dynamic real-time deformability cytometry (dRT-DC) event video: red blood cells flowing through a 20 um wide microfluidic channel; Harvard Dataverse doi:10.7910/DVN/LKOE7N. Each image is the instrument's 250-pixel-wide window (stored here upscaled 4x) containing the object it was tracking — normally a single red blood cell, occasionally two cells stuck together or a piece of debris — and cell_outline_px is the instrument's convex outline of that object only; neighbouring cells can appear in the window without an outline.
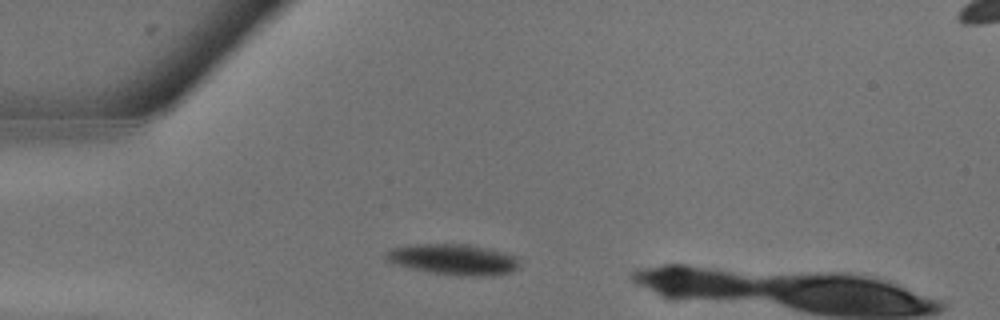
{"species": "common noctule bat (a hibernating species)", "species_latin": "Nyctalus noctula", "temperature_condition": "warm", "stored_images_in_passage": 10, "camera_frame_rate_fps": 3000, "um_per_image_px": 0.085, "animal": {"sex": "male", "body_mass_g": 13.3}, "frame": {"image": 1, "passage_image": 4, "time_ms": 1.0, "image_size_px": [1000, 320], "cell_outline_px": [[520, 264], [516, 268], [508, 272], [484, 276], [460, 276], [432, 272], [412, 268], [396, 264], [384, 260], [384, 252], [392, 248], [416, 244], [468, 244], [500, 252], [512, 256]], "centroid_in_image_um": [38.44, 22.05], "position_along_channel_um": 46.6, "area_um2": 23.41}}
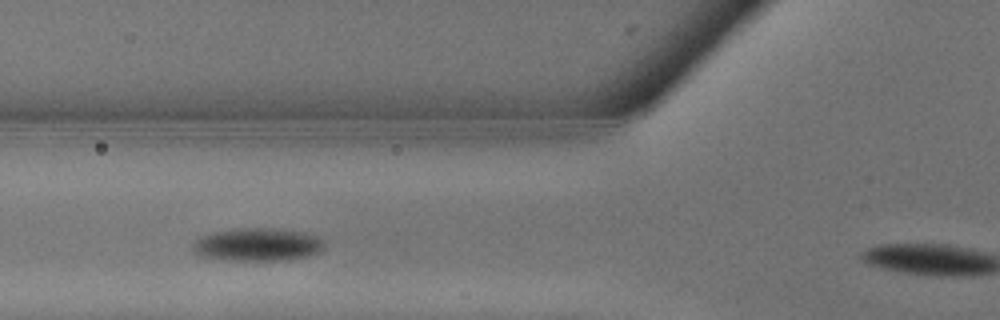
{"frame": {"image": 2, "passage_image": 7, "time_ms": 2.0, "image_size_px": [1000, 320], "cell_outline_px": [[324, 248], [320, 252], [308, 256], [280, 260], [228, 260], [204, 256], [196, 252], [192, 248], [192, 244], [200, 236], [212, 232], [240, 228], [284, 228], [304, 232], [320, 236], [324, 240]], "centroid_in_image_um": [21.96, 20.76], "position_along_channel_um": 103.8, "area_um2": 25.43}}
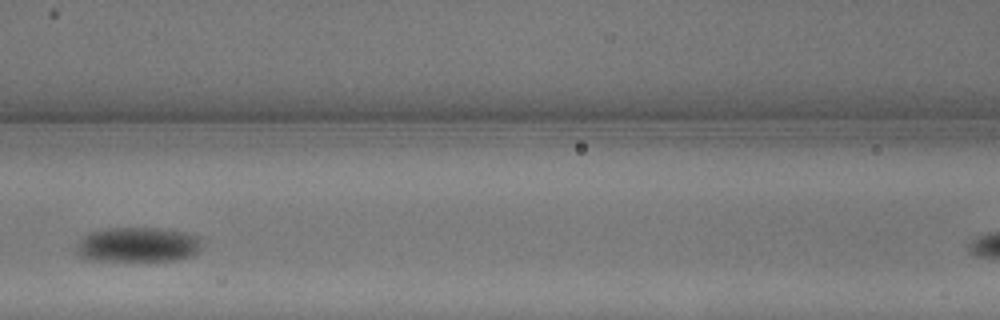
{"frame": {"image": 3, "passage_image": 9, "time_ms": 2.667, "image_size_px": [1000, 320], "cell_outline_px": [[200, 248], [196, 252], [188, 256], [176, 260], [96, 260], [80, 256], [76, 252], [76, 248], [80, 236], [88, 232], [100, 228], [160, 228], [184, 232], [200, 236]], "centroid_in_image_um": [11.66, 20.77], "position_along_channel_um": 154.9, "area_um2": 25.49}}